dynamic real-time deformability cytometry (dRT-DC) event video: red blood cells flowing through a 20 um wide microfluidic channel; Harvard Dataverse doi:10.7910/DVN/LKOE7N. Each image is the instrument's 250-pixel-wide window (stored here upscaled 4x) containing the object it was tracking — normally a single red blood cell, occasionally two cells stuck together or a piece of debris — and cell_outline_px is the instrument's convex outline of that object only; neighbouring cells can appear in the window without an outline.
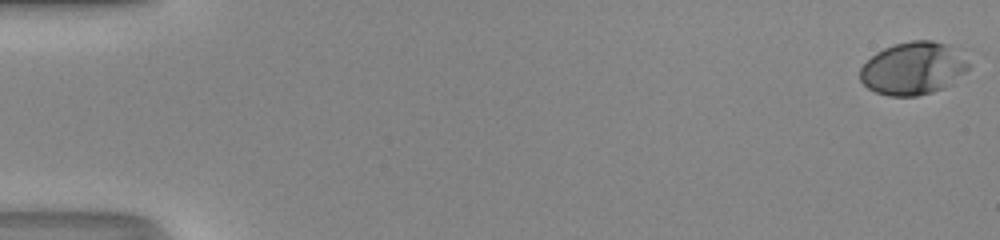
{"species": "human", "species_latin": "Homo sapiens", "temperature_condition": "room temperature", "stored_images_in_passage": 51, "camera_frame_rate_fps": 3000, "um_per_image_px": 0.085, "donor": {"sex": "male"}, "frame": {"image": 1, "passage_image": 1, "time_ms": 0.0, "image_size_px": [1000, 240], "cell_outline_px": [[968, 68], [952, 84], [944, 88], [932, 92], [916, 96], [888, 96], [876, 92], [868, 88], [860, 80], [860, 68], [876, 52], [884, 48], [896, 44], [912, 40], [932, 40], [948, 44], [964, 52], [968, 64]], "centroid_in_image_um": [77.64, 5.8], "position_along_channel_um": 7.4, "area_um2": 33.52}}
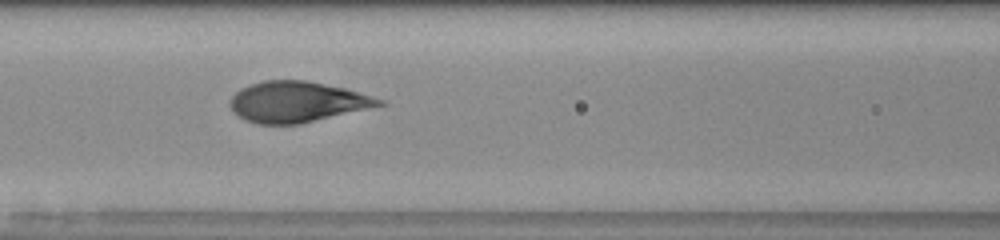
{"frame": {"image": 2, "passage_image": 24, "time_ms": 7.667, "image_size_px": [1000, 240], "cell_outline_px": [[388, 104], [300, 124], [256, 124], [244, 120], [232, 112], [228, 104], [228, 100], [240, 88], [264, 80], [308, 80], [344, 88], [372, 96], [384, 100]], "centroid_in_image_um": [25.22, 8.66], "position_along_channel_um": 141.4, "area_um2": 35.6}}
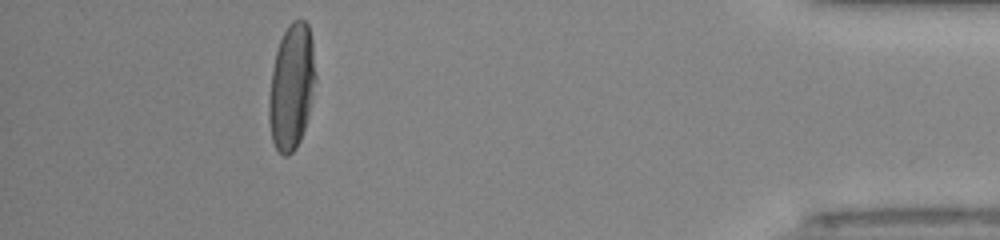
{"frame": {"image": 3, "passage_image": 47, "time_ms": 15.333, "image_size_px": [1000, 240], "cell_outline_px": [[316, 80], [308, 116], [300, 140], [296, 148], [288, 156], [284, 156], [276, 148], [272, 140], [268, 120], [268, 100], [272, 68], [276, 52], [280, 40], [288, 24], [292, 20], [304, 20], [308, 24], [312, 40], [316, 76]], "centroid_in_image_um": [24.78, 7.38], "position_along_channel_um": 410.4, "area_um2": 34.28}, "authors_computed_cell_mechanics": {"area_um2": 34.2754, "velocity_mm_per_s": 4.2128, "shape_relaxation_time_tau1_ms": 3.0864, "shape_relaxation_time_tau2_ms": null, "deformation_change_tau1": 0.1918, "deformation_change_tau2": null}}